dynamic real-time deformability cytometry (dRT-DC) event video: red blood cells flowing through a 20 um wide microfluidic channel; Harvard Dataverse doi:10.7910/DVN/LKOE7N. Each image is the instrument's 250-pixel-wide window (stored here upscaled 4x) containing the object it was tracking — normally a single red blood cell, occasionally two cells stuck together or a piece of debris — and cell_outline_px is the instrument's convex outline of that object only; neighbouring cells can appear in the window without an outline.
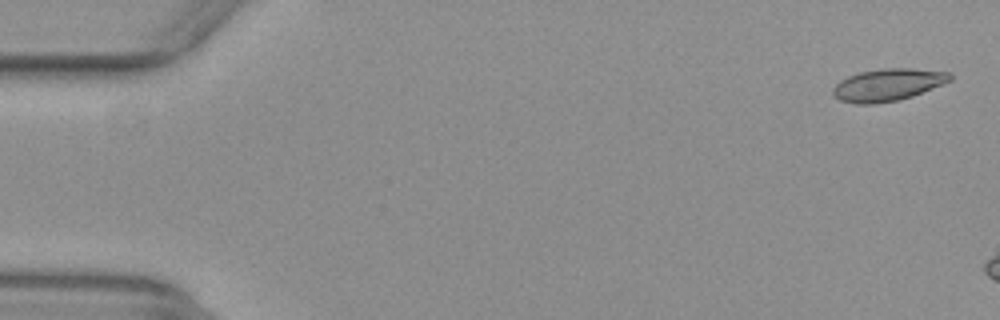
{"species": "common noctule bat (a hibernating species)", "species_latin": "Nyctalus noctula", "temperature_condition": "warm", "stored_images_in_passage": 6, "camera_frame_rate_fps": 3000, "um_per_image_px": 0.085, "animal": {"sex": "female", "body_mass_g": 29.2, "forearm_length_mm": 56.3}, "frame": {"image": 1, "passage_image": 2, "time_ms": 0.333, "image_size_px": [1000, 320], "cell_outline_px": [[952, 80], [944, 84], [912, 96], [900, 100], [872, 104], [856, 104], [840, 100], [832, 96], [832, 88], [840, 80], [848, 76], [860, 72], [884, 68], [912, 68], [952, 72]], "centroid_in_image_um": [75.47, 7.21], "position_along_channel_um": 9.5, "area_um2": 22.25}}